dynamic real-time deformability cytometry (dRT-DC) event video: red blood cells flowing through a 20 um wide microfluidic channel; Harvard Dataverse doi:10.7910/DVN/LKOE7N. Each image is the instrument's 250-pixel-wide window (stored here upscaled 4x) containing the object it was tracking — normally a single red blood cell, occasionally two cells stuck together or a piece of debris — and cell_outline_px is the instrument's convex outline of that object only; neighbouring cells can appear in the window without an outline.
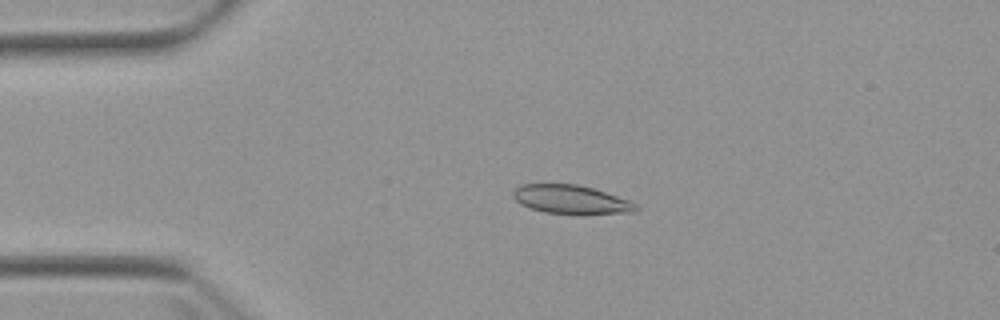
{"species": "Egyptian fruit bat (a non-hibernating species)", "species_latin": "Rousettus aegyptiacus", "temperature_condition": "warm", "stored_images_in_passage": 4, "camera_frame_rate_fps": 3000, "um_per_image_px": 0.085, "animal": {"sex": "female"}, "frame": {"image": 1, "passage_image": 3, "time_ms": 2.333, "image_size_px": [1000, 320], "cell_outline_px": [[640, 208], [636, 212], [580, 216], [544, 212], [528, 208], [520, 204], [512, 196], [512, 192], [520, 184], [576, 184], [592, 188], [632, 200], [640, 204]], "centroid_in_image_um": [48.62, 17.0], "position_along_channel_um": 36.4, "area_um2": 21.5}}